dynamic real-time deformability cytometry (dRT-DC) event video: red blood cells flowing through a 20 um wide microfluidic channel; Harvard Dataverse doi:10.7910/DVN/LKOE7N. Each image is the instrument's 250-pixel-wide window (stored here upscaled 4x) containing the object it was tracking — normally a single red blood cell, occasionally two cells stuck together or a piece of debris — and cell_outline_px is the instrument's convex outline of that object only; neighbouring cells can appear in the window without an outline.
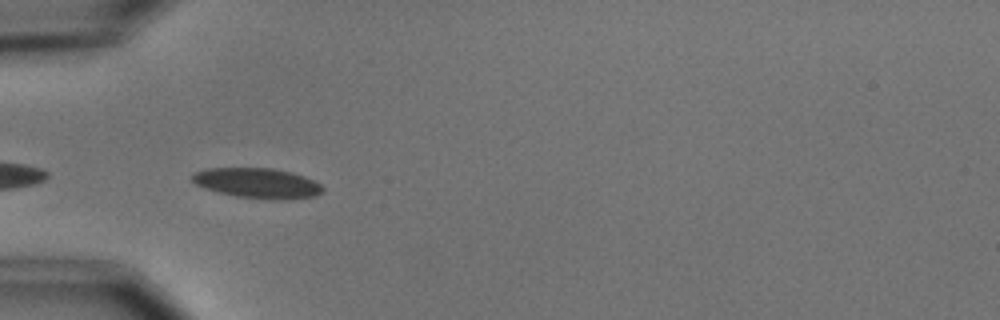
{"species": "common noctule bat (a hibernating species)", "species_latin": "Nyctalus noctula", "temperature_condition": "cold", "stored_images_in_passage": 8, "camera_frame_rate_fps": 3000, "um_per_image_px": 0.085, "animal": {"sex": "male", "body_mass_g": 15.6}, "frame": {"image": 1, "passage_image": 5, "time_ms": 4.333, "image_size_px": [1000, 320], "cell_outline_px": [[324, 188], [316, 196], [284, 200], [280, 200], [236, 196], [204, 188], [196, 184], [192, 180], [192, 172], [208, 168], [272, 168], [292, 172], [304, 176], [320, 184]], "centroid_in_image_um": [21.87, 15.56], "position_along_channel_um": 63.1, "area_um2": 22.83}}
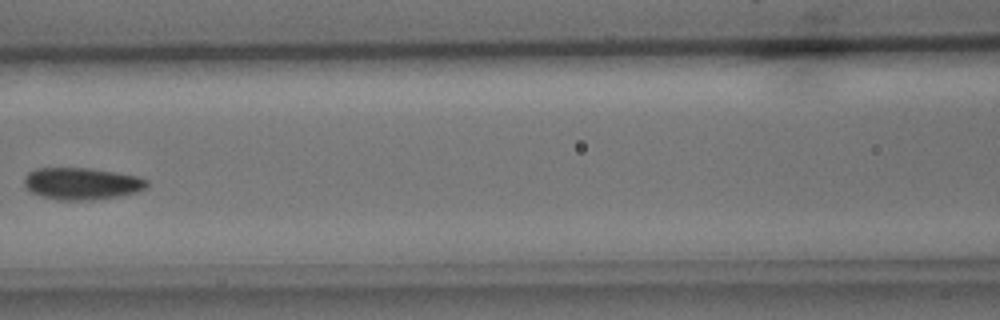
{"frame": {"image": 2, "passage_image": 7, "time_ms": 7.0, "image_size_px": [1000, 320], "cell_outline_px": [[148, 184], [144, 188], [136, 192], [96, 200], [56, 200], [40, 196], [32, 192], [24, 184], [24, 176], [28, 172], [36, 168], [88, 168], [136, 176], [148, 180]], "centroid_in_image_um": [6.9, 15.61], "position_along_channel_um": 159.7, "area_um2": 22.72}}
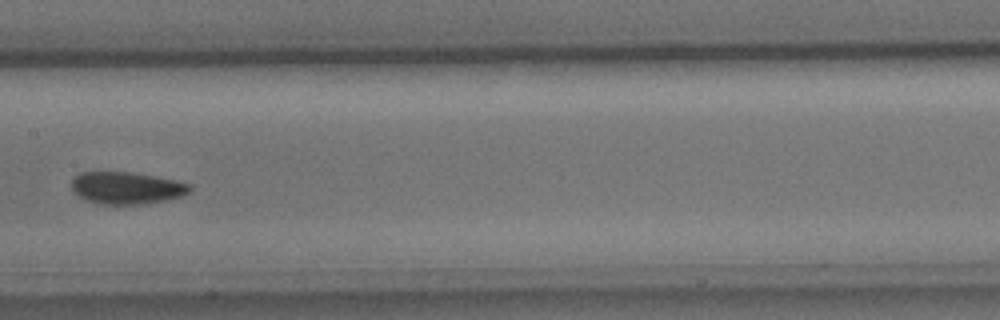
{"frame": {"image": 3, "passage_image": 8, "time_ms": 8.0, "image_size_px": [1000, 320], "cell_outline_px": [[192, 192], [184, 196], [164, 200], [140, 204], [104, 204], [88, 200], [80, 196], [72, 188], [72, 180], [80, 172], [132, 172], [176, 180], [192, 184]], "centroid_in_image_um": [10.84, 15.96], "position_along_channel_um": 196.6, "area_um2": 22.02}}